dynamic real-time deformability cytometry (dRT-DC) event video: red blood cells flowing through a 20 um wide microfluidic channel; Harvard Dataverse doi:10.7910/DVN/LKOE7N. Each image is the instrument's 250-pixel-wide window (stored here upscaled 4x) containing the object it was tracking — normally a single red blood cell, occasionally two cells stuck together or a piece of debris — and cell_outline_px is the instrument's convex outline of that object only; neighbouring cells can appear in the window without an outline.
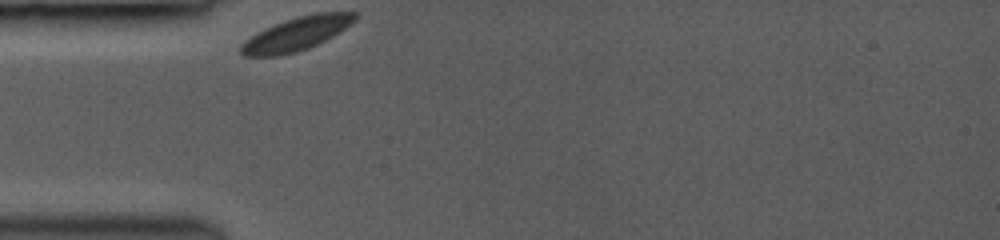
{"species": "common noctule bat (a hibernating species)", "species_latin": "Nyctalus noctula", "temperature_condition": "room temperature", "stored_images_in_passage": 5, "camera_frame_rate_fps": 3000, "um_per_image_px": 0.085, "animal": {"sex": "female", "body_mass_g": 19.0, "forearm_length_mm": 53.3}, "frame": {"image": 1, "passage_image": 1, "time_ms": 0.0, "image_size_px": [1000, 240], "cell_outline_px": [[356, 20], [352, 24], [332, 36], [308, 48], [296, 52], [280, 56], [244, 56], [240, 52], [240, 44], [244, 40], [256, 32], [284, 20], [316, 12], [356, 12]], "centroid_in_image_um": [25.17, 2.88], "position_along_channel_um": 59.8, "area_um2": 22.2}}
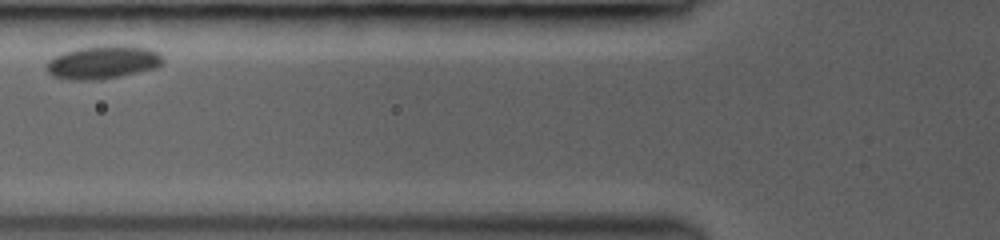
{"frame": {"image": 2, "passage_image": 3, "time_ms": 1.667, "image_size_px": [1000, 240], "cell_outline_px": [[164, 64], [156, 68], [120, 76], [100, 80], [68, 80], [52, 76], [44, 68], [48, 60], [64, 52], [80, 48], [108, 44], [124, 44], [152, 48], [160, 52], [164, 60]], "centroid_in_image_um": [8.8, 5.28], "position_along_channel_um": 117.0, "area_um2": 23.18}}
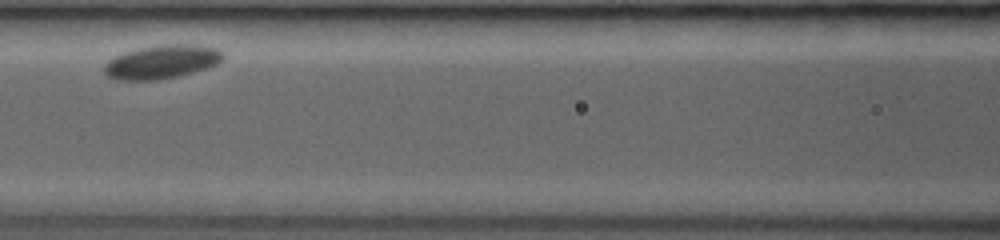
{"frame": {"image": 3, "passage_image": 4, "time_ms": 2.667, "image_size_px": [1000, 240], "cell_outline_px": [[224, 60], [208, 68], [176, 76], [156, 80], [116, 80], [108, 76], [104, 72], [104, 64], [112, 56], [136, 48], [164, 44], [192, 44], [216, 48], [224, 52]], "centroid_in_image_um": [13.74, 5.24], "position_along_channel_um": 152.9, "area_um2": 23.52}}